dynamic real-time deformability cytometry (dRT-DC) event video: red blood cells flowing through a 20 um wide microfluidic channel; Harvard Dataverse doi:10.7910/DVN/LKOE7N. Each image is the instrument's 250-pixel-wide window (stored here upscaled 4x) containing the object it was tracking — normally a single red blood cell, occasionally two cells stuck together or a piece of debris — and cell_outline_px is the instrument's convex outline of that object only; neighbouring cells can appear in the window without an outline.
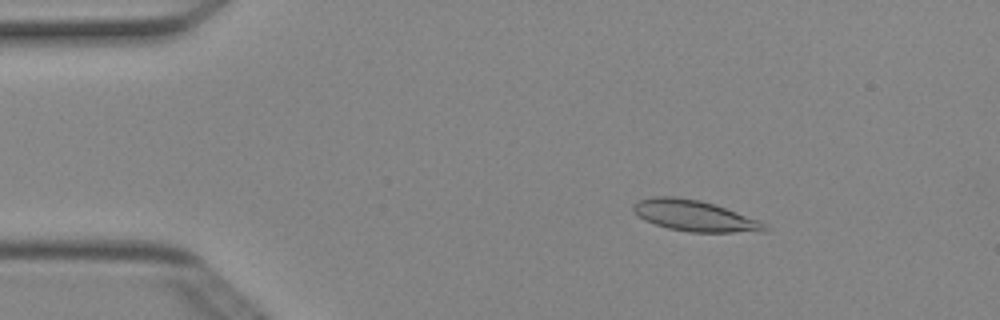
{"species": "Egyptian fruit bat (a non-hibernating species)", "species_latin": "Rousettus aegyptiacus", "temperature_condition": "cold", "stored_images_in_passage": 50, "camera_frame_rate_fps": 3000, "um_per_image_px": 0.085, "animal": {"sex": "female"}, "frame": {"image": 1, "passage_image": 8, "time_ms": 2.333, "image_size_px": [1000, 320], "cell_outline_px": [[768, 228], [764, 232], [688, 232], [668, 228], [644, 220], [632, 208], [632, 204], [636, 200], [652, 196], [676, 196], [700, 200], [760, 220], [768, 224]], "centroid_in_image_um": [59.04, 18.34], "position_along_channel_um": 26.0, "area_um2": 23.76}}
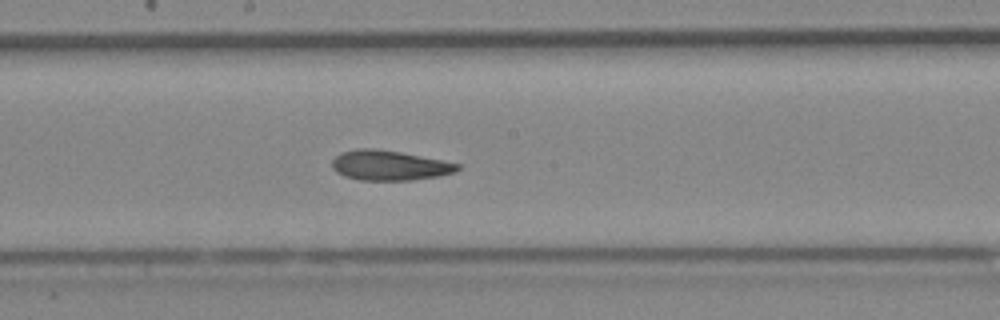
{"frame": {"image": 2, "passage_image": 27, "time_ms": 8.667, "image_size_px": [1000, 320], "cell_outline_px": [[460, 168], [456, 172], [436, 176], [412, 180], [360, 180], [344, 176], [336, 172], [332, 168], [332, 160], [340, 152], [356, 148], [372, 148], [400, 152], [460, 164]], "centroid_in_image_um": [33.05, 14.05], "position_along_channel_um": 215.2, "area_um2": 21.79}}
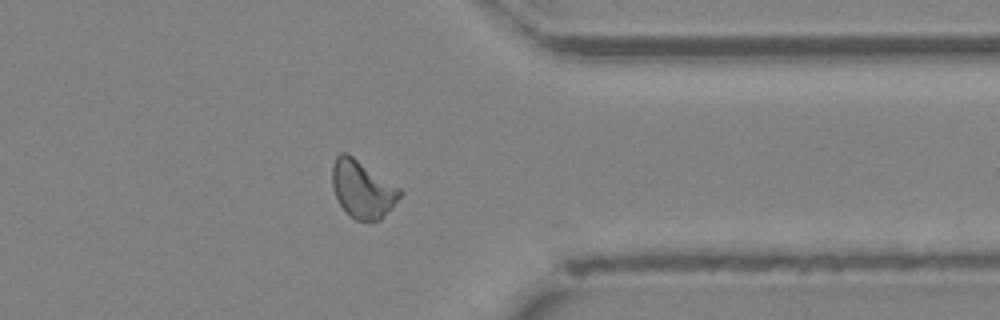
{"frame": {"image": 3, "passage_image": 40, "time_ms": 13.0, "image_size_px": [1000, 320], "cell_outline_px": [[404, 192], [392, 208], [380, 220], [372, 224], [356, 220], [340, 204], [336, 196], [332, 184], [332, 164], [336, 156], [340, 152], [348, 152], [400, 188]], "centroid_in_image_um": [30.83, 16.08], "position_along_channel_um": 380.6, "area_um2": 22.95}, "authors_computed_cell_mechanics": {"area_um2": 22.3975, "velocity_mm_per_s": 4.007, "shape_relaxation_time_tau1_ms": null, "shape_relaxation_time_tau2_ms": 5.4196, "deformation_change_tau1": null, "deformation_change_tau2": 0.1087}}